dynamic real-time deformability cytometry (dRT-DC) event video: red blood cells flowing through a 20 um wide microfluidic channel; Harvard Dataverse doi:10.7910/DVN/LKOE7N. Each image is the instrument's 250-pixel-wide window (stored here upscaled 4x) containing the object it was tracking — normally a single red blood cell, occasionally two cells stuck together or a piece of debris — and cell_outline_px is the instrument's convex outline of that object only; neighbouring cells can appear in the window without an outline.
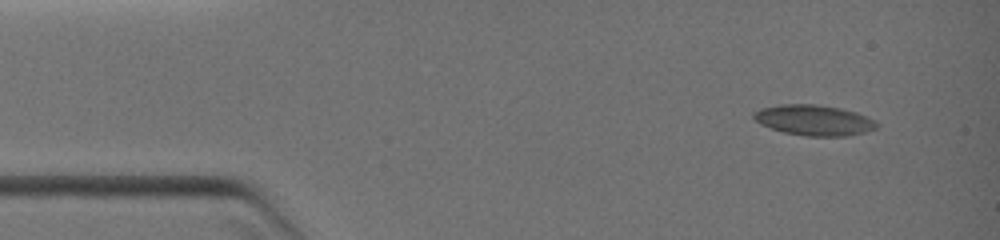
{"species": "common noctule bat (a hibernating species)", "species_latin": "Nyctalus noctula", "temperature_condition": "warm", "stored_images_in_passage": 20, "camera_frame_rate_fps": 3000, "um_per_image_px": 0.085, "animal": {"sex": "female", "body_mass_g": 19.0, "forearm_length_mm": 51.5}, "frame": {"image": 1, "passage_image": 5, "time_ms": 1.0, "image_size_px": [1000, 240], "cell_outline_px": [[876, 128], [864, 132], [848, 136], [804, 136], [784, 132], [760, 124], [752, 116], [752, 112], [760, 108], [780, 104], [816, 104], [840, 108], [856, 112], [872, 120], [876, 124]], "centroid_in_image_um": [69.13, 10.21], "position_along_channel_um": 15.9, "area_um2": 21.73}}
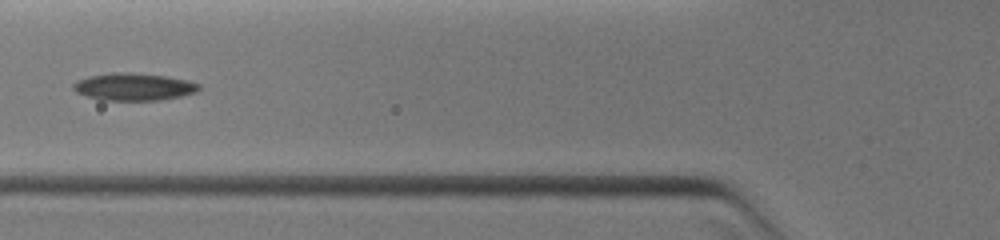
{"frame": {"image": 2, "passage_image": 14, "time_ms": 5.0, "image_size_px": [1000, 240], "cell_outline_px": [[200, 88], [196, 92], [180, 96], [160, 100], [100, 100], [76, 92], [72, 88], [72, 84], [76, 80], [88, 76], [116, 72], [128, 72], [168, 76], [188, 80], [200, 84]], "centroid_in_image_um": [11.36, 7.37], "position_along_channel_um": 114.4, "area_um2": 20.11}}
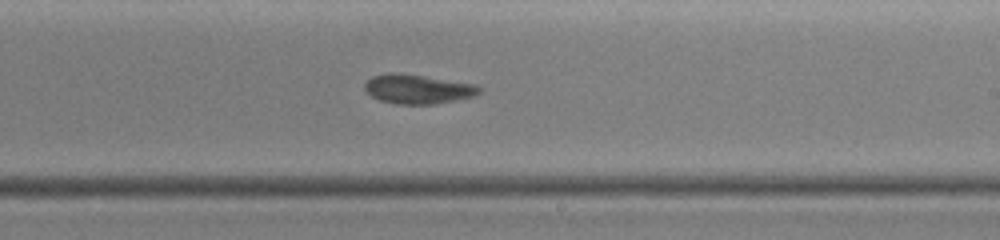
{"frame": {"image": 3, "passage_image": 20, "time_ms": 8.0, "image_size_px": [1000, 240], "cell_outline_px": [[480, 92], [476, 96], [456, 100], [432, 104], [396, 104], [380, 100], [372, 96], [364, 88], [364, 84], [372, 76], [392, 72], [396, 72], [476, 84], [480, 88]], "centroid_in_image_um": [35.51, 7.57], "position_along_channel_um": 253.5, "area_um2": 19.42}}